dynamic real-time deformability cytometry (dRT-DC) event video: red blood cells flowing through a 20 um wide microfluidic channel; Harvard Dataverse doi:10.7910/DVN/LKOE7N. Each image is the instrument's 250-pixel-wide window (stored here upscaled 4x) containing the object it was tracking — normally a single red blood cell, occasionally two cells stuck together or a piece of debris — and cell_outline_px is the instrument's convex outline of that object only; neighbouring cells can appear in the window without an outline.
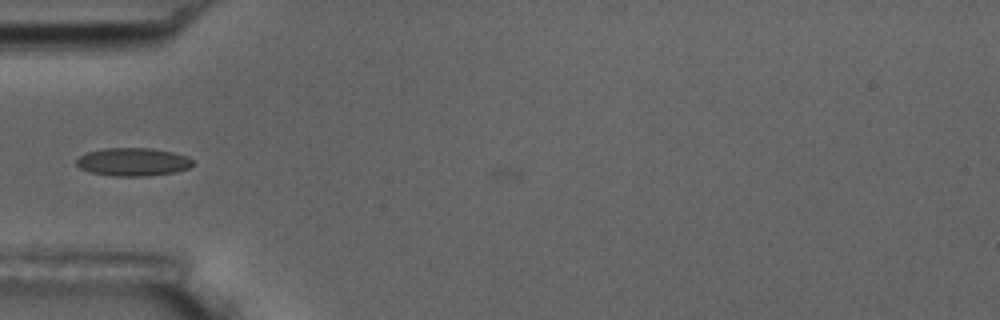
{"species": "common noctule bat (a hibernating species)", "species_latin": "Nyctalus noctula", "temperature_condition": "room temperature", "stored_images_in_passage": 2, "camera_frame_rate_fps": 3000, "um_per_image_px": 0.085, "animal": {"sex": "male", "body_mass_g": 17.5, "forearm_length_mm": 52.3}, "frame": {"image": 1, "passage_image": 1, "time_ms": 0.0, "image_size_px": [1000, 320], "cell_outline_px": [[196, 164], [188, 168], [176, 172], [148, 176], [112, 176], [92, 172], [80, 168], [76, 164], [76, 160], [80, 156], [88, 152], [104, 148], [152, 148], [172, 152], [188, 156]], "centroid_in_image_um": [11.34, 13.76], "position_along_channel_um": 73.7, "area_um2": 19.13}}